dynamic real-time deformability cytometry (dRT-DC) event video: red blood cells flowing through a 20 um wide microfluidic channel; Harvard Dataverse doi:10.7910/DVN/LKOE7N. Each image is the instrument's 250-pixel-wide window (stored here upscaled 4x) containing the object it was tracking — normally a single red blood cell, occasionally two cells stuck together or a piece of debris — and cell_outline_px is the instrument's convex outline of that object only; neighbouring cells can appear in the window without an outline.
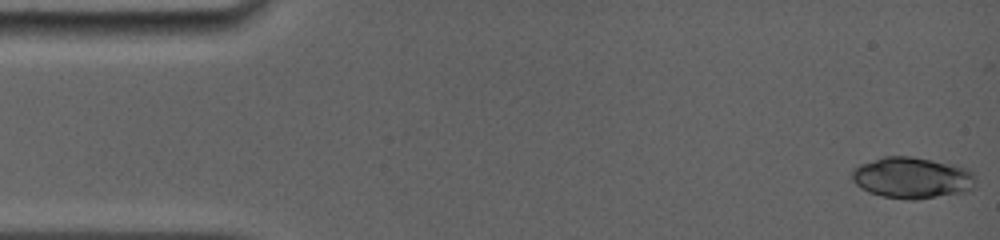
{"species": "common noctule bat (a hibernating species)", "species_latin": "Nyctalus noctula", "temperature_condition": "room temperature", "stored_images_in_passage": 10, "camera_frame_rate_fps": 5000, "um_per_image_px": 0.085, "animal": {"sex": "female", "body_mass_g": 19.0, "forearm_length_mm": 56.7}, "frame": {"image": 1, "passage_image": 1, "time_ms": 0.0, "image_size_px": [1000, 240], "cell_outline_px": [[976, 176], [972, 188], [964, 192], [916, 200], [908, 200], [880, 196], [868, 192], [860, 188], [852, 180], [852, 172], [860, 164], [884, 156], [912, 156], [956, 164], [968, 168]], "centroid_in_image_um": [77.54, 15.11], "position_along_channel_um": 7.5, "area_um2": 30.06}}
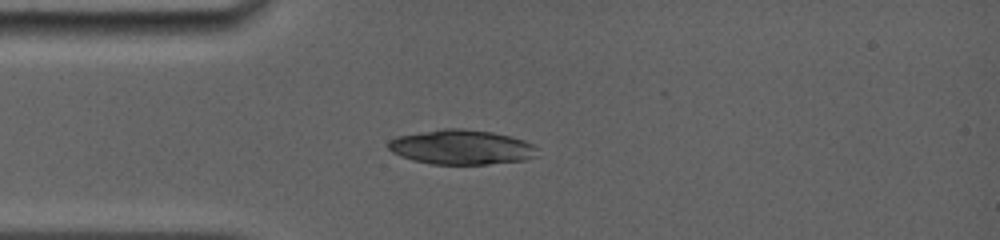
{"frame": {"image": 2, "passage_image": 9, "time_ms": 3.8, "image_size_px": [1000, 240], "cell_outline_px": [[536, 156], [524, 160], [488, 164], [432, 164], [412, 160], [400, 156], [392, 152], [388, 148], [388, 140], [396, 136], [444, 128], [464, 128], [492, 132], [524, 140], [532, 144], [536, 148]], "centroid_in_image_um": [39.18, 12.5], "position_along_channel_um": 45.8, "area_um2": 30.11}}